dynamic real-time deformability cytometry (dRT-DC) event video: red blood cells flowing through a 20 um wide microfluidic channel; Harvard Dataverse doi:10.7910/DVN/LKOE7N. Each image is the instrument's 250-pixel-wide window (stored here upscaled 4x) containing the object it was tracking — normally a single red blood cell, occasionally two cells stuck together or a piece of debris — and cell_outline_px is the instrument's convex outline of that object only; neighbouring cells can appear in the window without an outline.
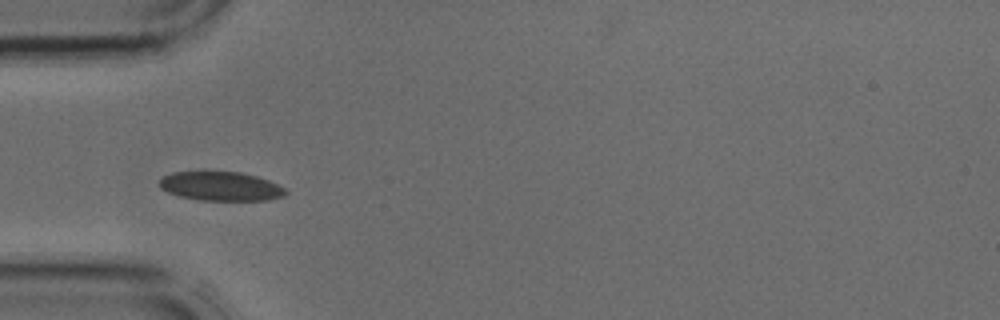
{"species": "common noctule bat (a hibernating species)", "species_latin": "Nyctalus noctula", "temperature_condition": "cold", "stored_images_in_passage": 5, "camera_frame_rate_fps": 3000, "um_per_image_px": 0.085, "animal": {"sex": "male", "body_mass_g": 17.9, "forearm_length_mm": 54.2}, "frame": {"image": 1, "passage_image": 4, "time_ms": 1.0, "image_size_px": [1000, 320], "cell_outline_px": [[288, 192], [284, 196], [268, 200], [200, 200], [180, 196], [168, 192], [160, 188], [160, 180], [164, 176], [172, 172], [204, 168], [240, 172], [256, 176], [268, 180], [284, 188]], "centroid_in_image_um": [18.72, 15.78], "position_along_channel_um": 66.3, "area_um2": 22.14}}